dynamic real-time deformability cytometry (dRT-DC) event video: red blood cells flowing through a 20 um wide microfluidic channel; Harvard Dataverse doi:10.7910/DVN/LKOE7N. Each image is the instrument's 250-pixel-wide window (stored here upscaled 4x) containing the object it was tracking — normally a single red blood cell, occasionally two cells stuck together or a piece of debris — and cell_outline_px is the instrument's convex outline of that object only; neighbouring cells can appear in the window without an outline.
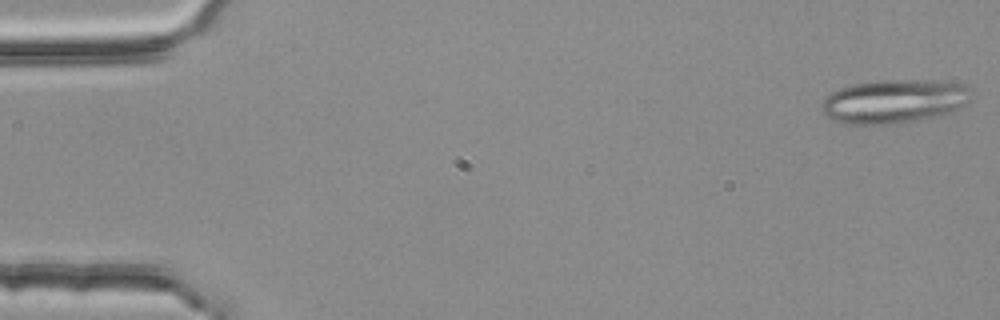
{"species": "common noctule bat (a hibernating species)", "species_latin": "Nyctalus noctula", "temperature_condition": "room temperature", "stored_images_in_passage": 4, "camera_frame_rate_fps": 3000, "um_per_image_px": 0.085, "animal": {"sex": "female", "body_mass_g": 25.1}, "frame": {"image": 1, "passage_image": 1, "time_ms": 0.0, "image_size_px": [1000, 320], "cell_outline_px": [[968, 104], [948, 112], [936, 116], [896, 124], [848, 124], [832, 120], [824, 116], [820, 108], [820, 104], [824, 96], [840, 88], [852, 84], [876, 80], [948, 80], [964, 84], [968, 88]], "centroid_in_image_um": [75.93, 8.6], "position_along_channel_um": 9.1, "area_um2": 38.55}}